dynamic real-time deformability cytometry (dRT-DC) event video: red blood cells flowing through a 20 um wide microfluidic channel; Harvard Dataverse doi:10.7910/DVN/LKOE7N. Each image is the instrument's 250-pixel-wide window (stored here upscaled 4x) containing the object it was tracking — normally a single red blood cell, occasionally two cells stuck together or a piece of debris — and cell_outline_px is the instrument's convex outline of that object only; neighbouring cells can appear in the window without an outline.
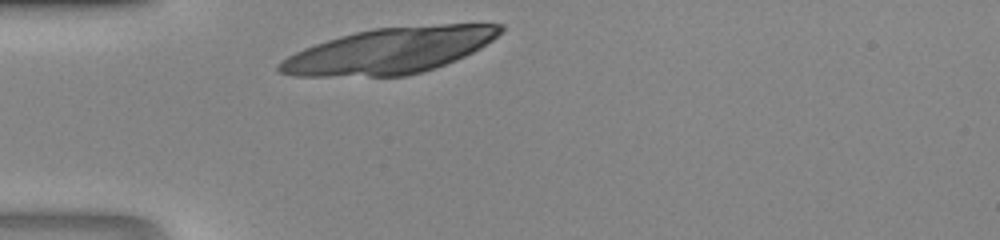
{"species": "human", "species_latin": "Homo sapiens", "temperature_condition": "room temperature", "stored_images_in_passage": 8, "camera_frame_rate_fps": 3000, "um_per_image_px": 0.085, "donor": {"sex": "male"}, "frame": {"image": 1, "passage_image": 1, "time_ms": 0.0, "image_size_px": [1000, 240], "cell_outline_px": [[504, 28], [492, 40], [480, 48], [456, 60], [436, 68], [424, 72], [404, 76], [296, 76], [280, 72], [276, 68], [276, 64], [280, 60], [304, 48], [340, 36], [372, 28], [444, 24], [504, 24]], "centroid_in_image_um": [33.12, 4.31], "position_along_channel_um": 51.9, "area_um2": 58.61}}